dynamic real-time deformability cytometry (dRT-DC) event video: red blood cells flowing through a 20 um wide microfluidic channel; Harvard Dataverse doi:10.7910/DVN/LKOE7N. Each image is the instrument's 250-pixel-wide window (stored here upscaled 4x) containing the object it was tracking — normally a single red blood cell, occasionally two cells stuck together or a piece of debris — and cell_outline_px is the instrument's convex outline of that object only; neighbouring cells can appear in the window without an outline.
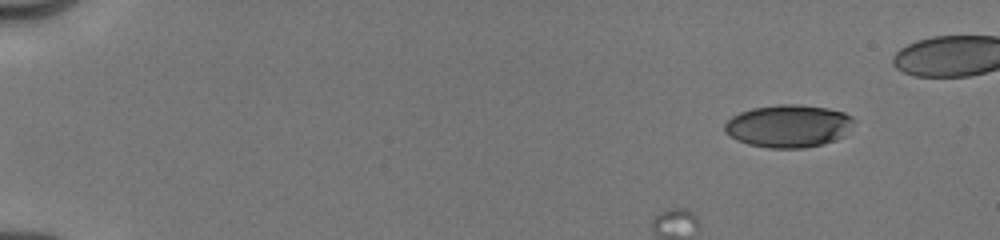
{"species": "human", "species_latin": "Homo sapiens", "temperature_condition": "cold", "stored_images_in_passage": 21, "camera_frame_rate_fps": 3000, "um_per_image_px": 0.085, "donor": {"sex": "male"}, "frame": {"image": 1, "passage_image": 1, "time_ms": 0.0, "image_size_px": [1000, 240], "cell_outline_px": [[852, 124], [844, 136], [836, 140], [824, 144], [804, 148], [768, 148], [748, 144], [736, 140], [724, 132], [724, 124], [732, 116], [740, 112], [752, 108], [780, 104], [796, 104], [828, 108], [844, 112], [852, 116]], "centroid_in_image_um": [67.0, 10.72], "position_along_channel_um": 18.0, "area_um2": 32.25}}